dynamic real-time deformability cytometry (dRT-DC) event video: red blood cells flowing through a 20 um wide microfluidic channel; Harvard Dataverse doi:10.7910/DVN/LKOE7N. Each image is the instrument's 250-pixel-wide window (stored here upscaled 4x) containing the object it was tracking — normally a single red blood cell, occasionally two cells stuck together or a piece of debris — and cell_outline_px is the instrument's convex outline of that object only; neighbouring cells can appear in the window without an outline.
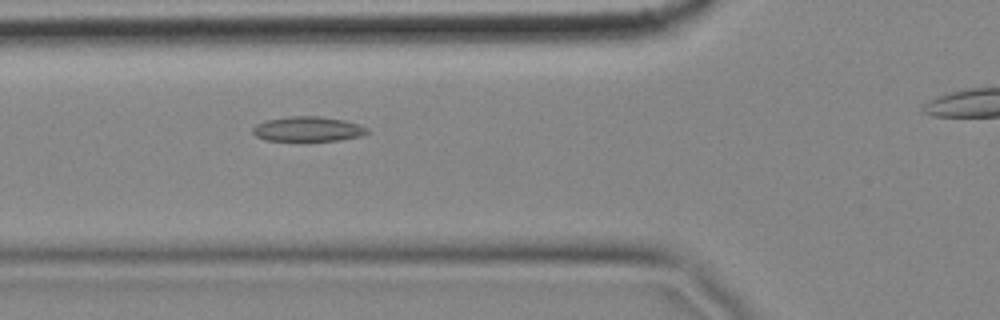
{"species": "common noctule bat (a hibernating species)", "species_latin": "Nyctalus noctula", "temperature_condition": "cold", "stored_images_in_passage": 5, "camera_frame_rate_fps": 3000, "um_per_image_px": 0.085, "animal": {"sex": "female", "body_mass_g": 18.4}, "frame": {"image": 1, "passage_image": 5, "time_ms": 1.333, "image_size_px": [1000, 320], "cell_outline_px": [[368, 132], [360, 136], [340, 140], [264, 140], [256, 136], [252, 132], [252, 128], [256, 124], [264, 120], [288, 116], [320, 116], [344, 120], [360, 124], [368, 128]], "centroid_in_image_um": [26.15, 10.95], "position_along_channel_um": 99.6, "area_um2": 16.59}}